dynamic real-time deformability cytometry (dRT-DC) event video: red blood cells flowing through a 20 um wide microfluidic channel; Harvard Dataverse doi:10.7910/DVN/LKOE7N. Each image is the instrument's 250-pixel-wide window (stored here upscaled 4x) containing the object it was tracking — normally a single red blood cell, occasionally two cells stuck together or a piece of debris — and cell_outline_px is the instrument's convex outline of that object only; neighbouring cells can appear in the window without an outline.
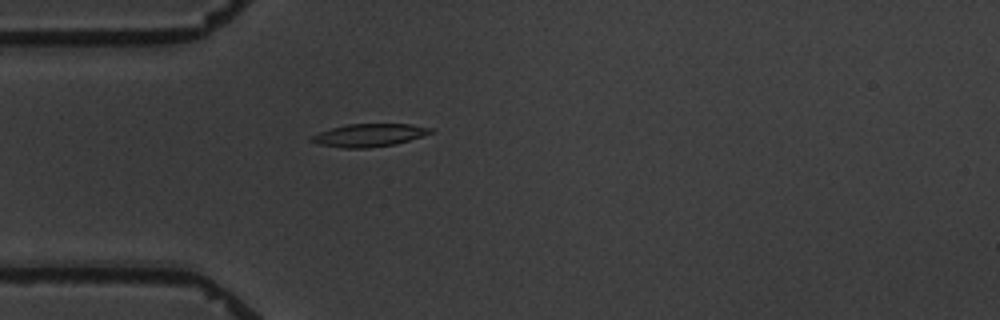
{"species": "common noctule bat (a hibernating species)", "species_latin": "Nyctalus noctula", "temperature_condition": "warm", "stored_images_in_passage": 4, "camera_frame_rate_fps": 3000, "um_per_image_px": 0.085, "animal": {"sex": "male", "body_mass_g": 19.5, "forearm_length_mm": 54.6}, "frame": {"image": 1, "passage_image": 4, "time_ms": 3.667, "image_size_px": [1000, 320], "cell_outline_px": [[436, 132], [396, 144], [368, 148], [344, 148], [316, 144], [308, 140], [312, 136], [320, 132], [332, 128], [348, 124], [412, 124], [432, 128]], "centroid_in_image_um": [31.4, 11.49], "position_along_channel_um": 53.6, "area_um2": 15.95}}